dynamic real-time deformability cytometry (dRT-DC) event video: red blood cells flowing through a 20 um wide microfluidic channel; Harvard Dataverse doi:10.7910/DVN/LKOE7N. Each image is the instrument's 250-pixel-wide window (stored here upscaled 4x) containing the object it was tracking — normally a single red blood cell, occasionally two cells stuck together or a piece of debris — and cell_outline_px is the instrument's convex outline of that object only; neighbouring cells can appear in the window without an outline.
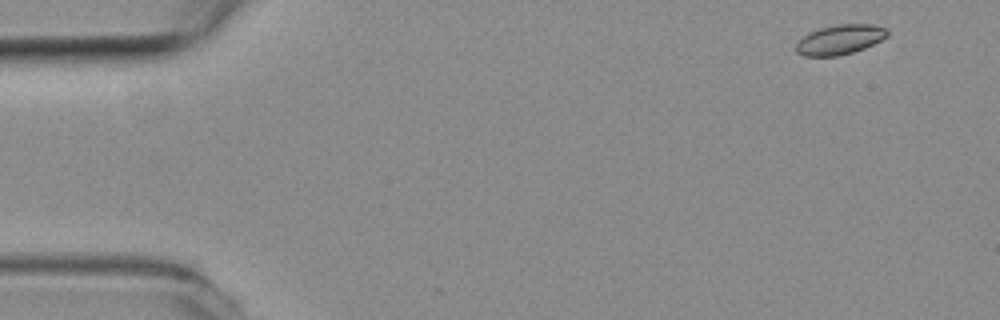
{"species": "common noctule bat (a hibernating species)", "species_latin": "Nyctalus noctula", "temperature_condition": "room temperature", "stored_images_in_passage": 12, "camera_frame_rate_fps": 3000, "um_per_image_px": 0.085, "animal": {"sex": "female", "body_mass_g": 19.3, "forearm_length_mm": 54.1}, "frame": {"image": 1, "passage_image": 1, "time_ms": 0.0, "image_size_px": [1000, 320], "cell_outline_px": [[888, 36], [864, 48], [852, 52], [836, 56], [804, 56], [796, 52], [796, 44], [808, 32], [820, 28], [836, 24], [872, 24], [888, 28]], "centroid_in_image_um": [71.4, 3.35], "position_along_channel_um": 13.6, "area_um2": 15.78}}